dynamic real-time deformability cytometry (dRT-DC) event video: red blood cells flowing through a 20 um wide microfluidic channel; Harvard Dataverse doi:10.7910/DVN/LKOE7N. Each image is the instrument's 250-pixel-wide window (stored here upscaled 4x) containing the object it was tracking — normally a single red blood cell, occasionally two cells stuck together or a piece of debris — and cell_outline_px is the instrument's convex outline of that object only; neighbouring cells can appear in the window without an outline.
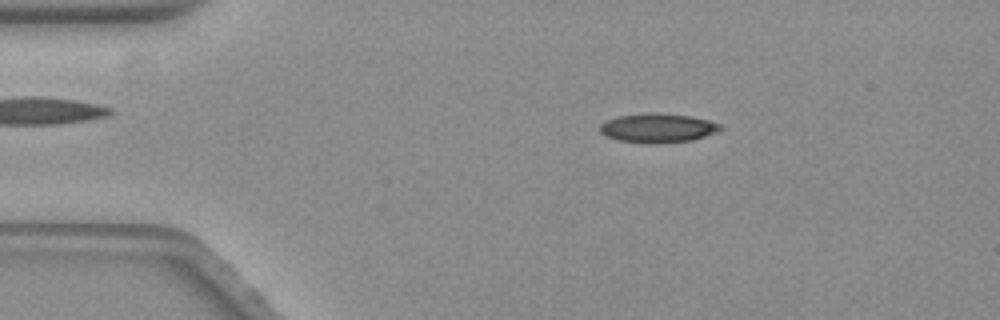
{"species": "common noctule bat (a hibernating species)", "species_latin": "Nyctalus noctula", "temperature_condition": "warm", "stored_images_in_passage": 58, "camera_frame_rate_fps": 3000, "um_per_image_px": 0.085, "animal": {"sex": "female", "body_mass_g": 19.3, "forearm_length_mm": 54.1}, "frame": {"image": 1, "passage_image": 10, "time_ms": 3.0, "image_size_px": [1000, 320], "cell_outline_px": [[724, 128], [720, 132], [692, 140], [660, 144], [648, 144], [616, 140], [600, 132], [600, 124], [616, 116], [652, 112], [692, 116], [708, 120], [720, 124]], "centroid_in_image_um": [55.95, 10.89], "position_along_channel_um": 29.0, "area_um2": 20.81}}
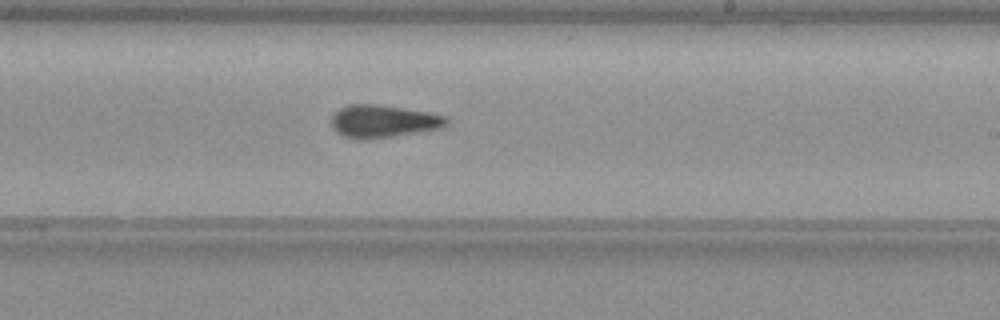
{"frame": {"image": 2, "passage_image": 34, "time_ms": 11.0, "image_size_px": [1000, 320], "cell_outline_px": [[448, 120], [440, 128], [368, 140], [364, 140], [344, 136], [336, 132], [332, 128], [332, 116], [340, 108], [348, 104], [376, 104], [428, 112], [444, 116]], "centroid_in_image_um": [32.51, 10.31], "position_along_channel_um": 256.5, "area_um2": 21.56}}
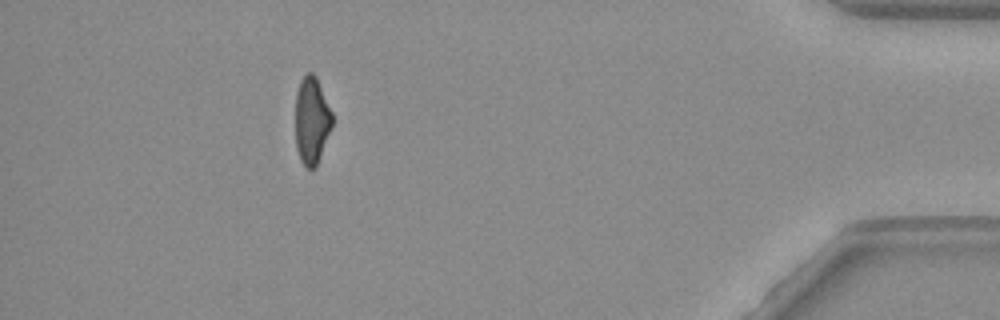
{"frame": {"image": 3, "passage_image": 52, "time_ms": 17.0, "image_size_px": [1000, 320], "cell_outline_px": [[332, 128], [316, 168], [304, 168], [300, 160], [296, 148], [296, 92], [300, 80], [308, 72], [312, 72], [316, 76], [332, 112]], "centroid_in_image_um": [26.5, 10.27], "position_along_channel_um": 408.7, "area_um2": 18.9}, "authors_computed_cell_mechanics": {"area_um2": 20.6635, "velocity_mm_per_s": 3.5301, "shape_relaxation_time_tau1_ms": null, "shape_relaxation_time_tau2_ms": 5.0056, "deformation_change_tau1": null, "deformation_change_tau2": 0.1183}}